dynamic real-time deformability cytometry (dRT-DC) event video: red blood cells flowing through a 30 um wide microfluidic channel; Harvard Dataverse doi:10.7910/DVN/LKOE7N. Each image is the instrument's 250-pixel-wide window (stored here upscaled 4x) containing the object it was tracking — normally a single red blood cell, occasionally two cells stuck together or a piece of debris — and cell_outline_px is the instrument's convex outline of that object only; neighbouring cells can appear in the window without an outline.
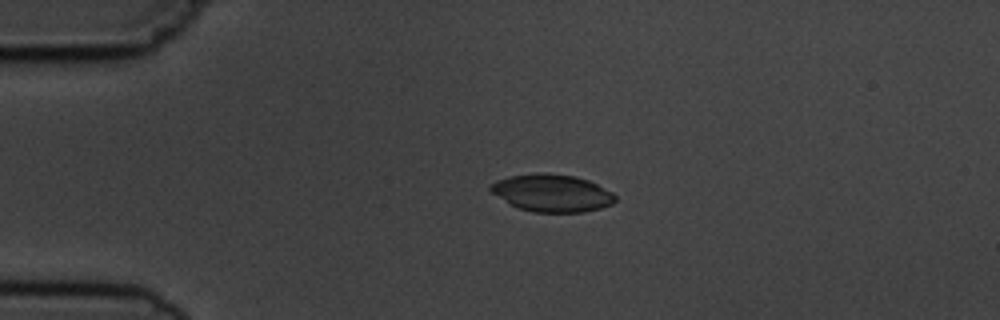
{"species": "common noctule bat (a hibernating species)", "species_latin": "Nyctalus noctula", "temperature_condition": "cold", "stored_images_in_passage": 3, "camera_frame_rate_fps": 3000, "um_per_image_px": 0.085, "animal": {"sex": "male", "body_mass_g": 19.5, "forearm_length_mm": 54.6}, "frame": {"image": 1, "passage_image": 2, "time_ms": 1.333, "image_size_px": [1000, 320], "cell_outline_px": [[616, 200], [612, 204], [600, 208], [584, 212], [532, 212], [520, 208], [512, 204], [492, 192], [488, 188], [496, 180], [512, 176], [536, 172], [544, 172], [576, 176], [588, 180], [612, 192], [616, 196]], "centroid_in_image_um": [46.95, 16.39], "position_along_channel_um": 38.1, "area_um2": 26.99}}